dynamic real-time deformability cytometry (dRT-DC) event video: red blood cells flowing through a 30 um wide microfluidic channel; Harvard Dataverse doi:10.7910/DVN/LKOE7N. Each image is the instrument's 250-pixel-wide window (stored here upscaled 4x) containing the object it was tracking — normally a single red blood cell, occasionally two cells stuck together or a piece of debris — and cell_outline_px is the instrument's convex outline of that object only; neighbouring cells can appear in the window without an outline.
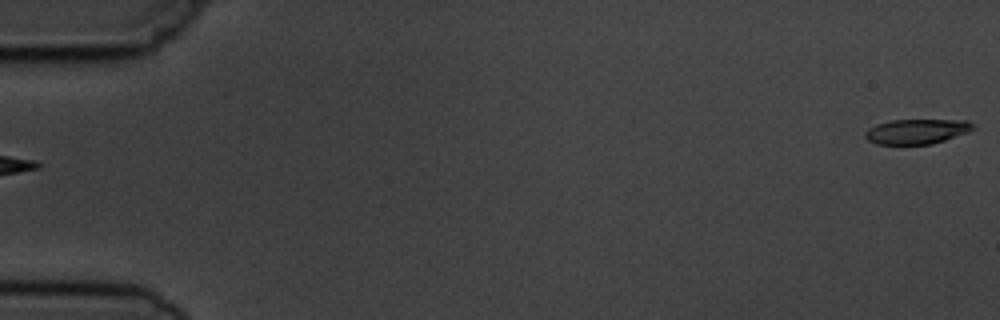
{"species": "common noctule bat (a hibernating species)", "species_latin": "Nyctalus noctula", "temperature_condition": "cold", "stored_images_in_passage": 5, "segment_of_instrument_passage": [2, 2], "camera_frame_rate_fps": 3000, "um_per_image_px": 0.085, "animal": {"sex": "male", "body_mass_g": 19.5, "forearm_length_mm": 54.6}, "frame": {"image": 1, "passage_image": 5, "time_ms": 5.333, "image_size_px": [1000, 320], "cell_outline_px": [[972, 128], [968, 132], [932, 144], [876, 144], [868, 140], [864, 136], [864, 132], [868, 128], [876, 124], [892, 120], [968, 120], [972, 124]], "centroid_in_image_um": [77.87, 11.17], "position_along_channel_um": 7.1, "area_um2": 15.55}}